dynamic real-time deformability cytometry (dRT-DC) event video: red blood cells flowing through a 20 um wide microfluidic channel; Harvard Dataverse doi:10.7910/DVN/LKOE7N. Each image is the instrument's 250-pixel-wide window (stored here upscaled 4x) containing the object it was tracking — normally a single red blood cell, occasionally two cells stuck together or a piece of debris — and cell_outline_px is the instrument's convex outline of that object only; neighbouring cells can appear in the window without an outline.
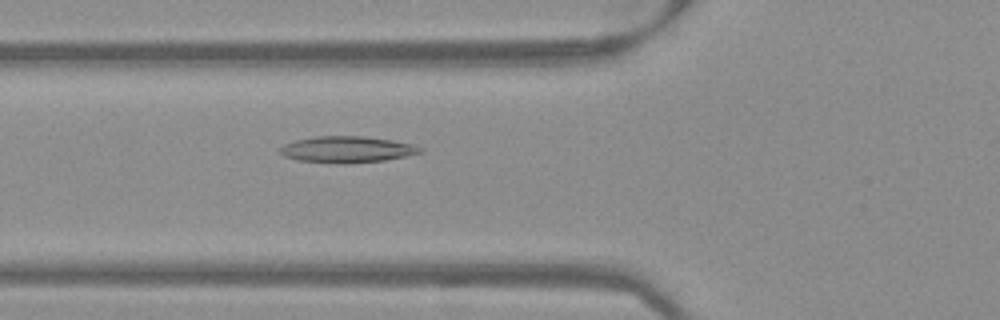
{"species": "Egyptian fruit bat (a non-hibernating species)", "species_latin": "Rousettus aegyptiacus", "temperature_condition": "warm", "stored_images_in_passage": 51, "camera_frame_rate_fps": 3000, "um_per_image_px": 0.085, "frame": {"image": 1, "passage_image": 19, "time_ms": 6.0, "image_size_px": [1000, 320], "cell_outline_px": [[424, 152], [384, 160], [348, 164], [344, 164], [296, 160], [284, 156], [280, 152], [280, 148], [284, 144], [296, 140], [316, 136], [364, 136], [392, 140], [412, 144], [424, 148]], "centroid_in_image_um": [29.51, 12.7], "position_along_channel_um": 96.3, "area_um2": 21.56}}
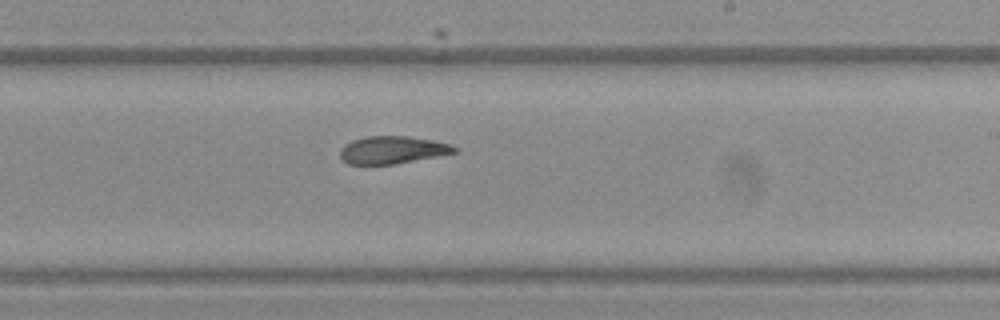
{"frame": {"image": 2, "passage_image": 31, "time_ms": 10.0, "image_size_px": [1000, 320], "cell_outline_px": [[456, 152], [436, 156], [392, 164], [348, 164], [340, 156], [340, 148], [344, 144], [352, 140], [368, 136], [408, 136], [432, 140], [448, 144], [456, 148]], "centroid_in_image_um": [33.29, 12.73], "position_along_channel_um": 255.7, "area_um2": 18.03}}
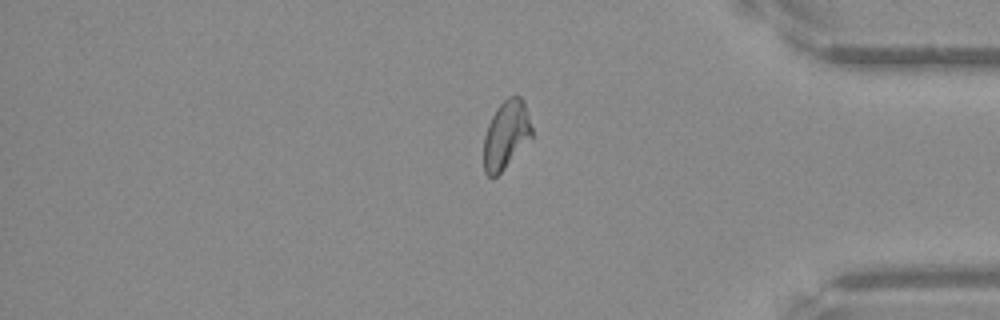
{"frame": {"image": 3, "passage_image": 43, "time_ms": 14.0, "image_size_px": [1000, 320], "cell_outline_px": [[532, 140], [496, 176], [488, 176], [484, 172], [484, 136], [488, 124], [496, 108], [508, 96], [520, 96], [524, 100], [532, 128]], "centroid_in_image_um": [43.04, 11.45], "position_along_channel_um": 392.2, "area_um2": 19.25}}